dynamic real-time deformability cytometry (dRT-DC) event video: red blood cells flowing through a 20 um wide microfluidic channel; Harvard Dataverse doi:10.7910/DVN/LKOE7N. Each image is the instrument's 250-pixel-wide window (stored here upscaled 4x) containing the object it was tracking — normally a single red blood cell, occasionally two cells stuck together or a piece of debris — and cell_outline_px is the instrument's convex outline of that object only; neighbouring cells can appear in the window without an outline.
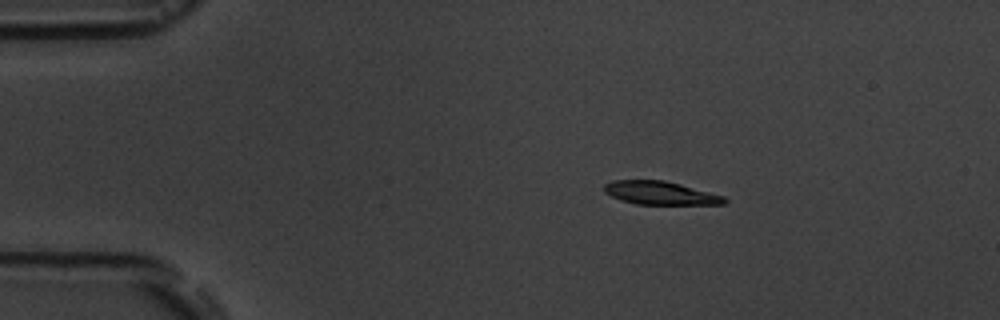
{"species": "common noctule bat (a hibernating species)", "species_latin": "Nyctalus noctula", "temperature_condition": "room temperature", "stored_images_in_passage": 3, "camera_frame_rate_fps": 3000, "um_per_image_px": 0.085, "animal": {"sex": "male", "body_mass_g": 19.5, "forearm_length_mm": 54.6}, "frame": {"image": 1, "passage_image": 1, "time_ms": 0.0, "image_size_px": [1000, 320], "cell_outline_px": [[728, 200], [724, 204], [636, 204], [620, 200], [604, 192], [604, 184], [612, 180], [664, 180], [680, 184], [724, 196]], "centroid_in_image_um": [56.1, 16.4], "position_along_channel_um": 28.9, "area_um2": 16.24}}